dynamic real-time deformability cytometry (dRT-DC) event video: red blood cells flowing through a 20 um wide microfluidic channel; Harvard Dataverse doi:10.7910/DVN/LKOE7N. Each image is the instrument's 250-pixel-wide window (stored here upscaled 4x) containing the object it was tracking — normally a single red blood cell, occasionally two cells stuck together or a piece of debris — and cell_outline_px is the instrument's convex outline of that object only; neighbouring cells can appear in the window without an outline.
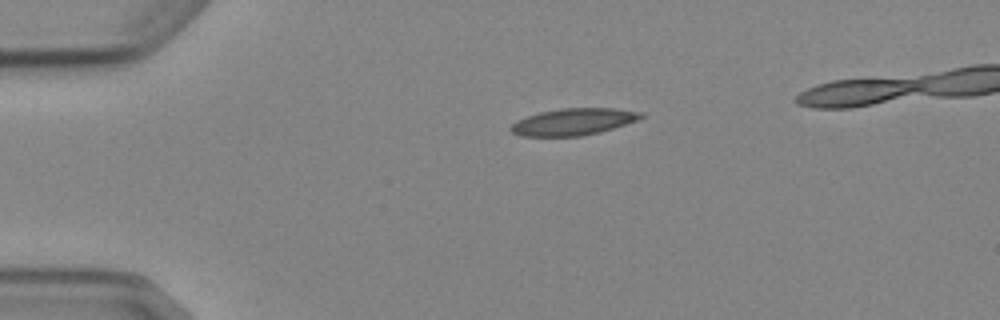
{"species": "Egyptian fruit bat (a non-hibernating species)", "species_latin": "Rousettus aegyptiacus", "temperature_condition": "cold", "stored_images_in_passage": 3, "camera_frame_rate_fps": 3000, "um_per_image_px": 0.085, "animal": {"sex": "female"}, "frame": {"image": 1, "passage_image": 1, "time_ms": 0.0, "image_size_px": [1000, 320], "cell_outline_px": [[644, 116], [636, 120], [600, 132], [580, 136], [520, 136], [512, 132], [508, 128], [516, 120], [540, 112], [560, 108], [612, 108], [644, 112]], "centroid_in_image_um": [48.7, 10.35], "position_along_channel_um": 36.3, "area_um2": 20.23}}